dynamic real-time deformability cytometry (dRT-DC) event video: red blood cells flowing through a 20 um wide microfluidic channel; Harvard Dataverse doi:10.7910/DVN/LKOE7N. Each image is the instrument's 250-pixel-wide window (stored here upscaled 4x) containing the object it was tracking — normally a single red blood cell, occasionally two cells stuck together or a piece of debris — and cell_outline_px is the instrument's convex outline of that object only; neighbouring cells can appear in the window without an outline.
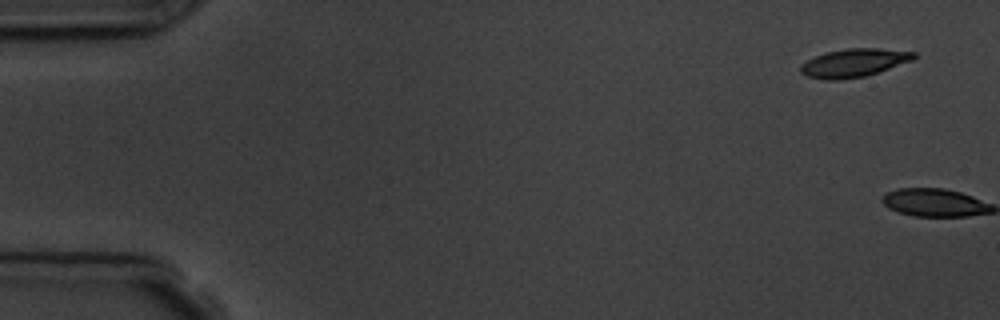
{"species": "common noctule bat (a hibernating species)", "species_latin": "Nyctalus noctula", "temperature_condition": "room temperature", "stored_images_in_passage": 2, "camera_frame_rate_fps": 3000, "um_per_image_px": 0.085, "animal": {"sex": "male", "body_mass_g": 19.5, "forearm_length_mm": 54.6}, "frame": {"image": 1, "passage_image": 1, "time_ms": 0.0, "image_size_px": [1000, 320], "cell_outline_px": [[916, 56], [912, 60], [864, 76], [840, 80], [824, 80], [808, 76], [800, 72], [800, 64], [816, 56], [828, 52], [848, 48], [880, 48], [916, 52]], "centroid_in_image_um": [72.56, 5.34], "position_along_channel_um": 12.4, "area_um2": 18.38}}